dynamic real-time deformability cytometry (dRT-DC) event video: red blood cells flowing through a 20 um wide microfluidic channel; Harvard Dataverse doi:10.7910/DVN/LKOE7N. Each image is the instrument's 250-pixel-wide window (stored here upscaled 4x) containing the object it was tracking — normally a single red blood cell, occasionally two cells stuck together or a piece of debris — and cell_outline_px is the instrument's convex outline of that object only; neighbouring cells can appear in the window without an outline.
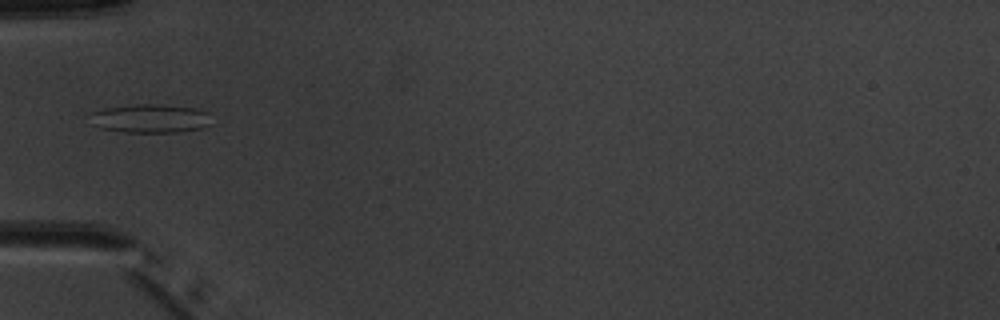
{"species": "common noctule bat (a hibernating species)", "species_latin": "Nyctalus noctula", "temperature_condition": "warm", "stored_images_in_passage": 5, "camera_frame_rate_fps": 3000, "um_per_image_px": 0.085, "animal": {"sex": "male", "body_mass_g": 20.1, "forearm_length_mm": 53.5}, "frame": {"image": 1, "passage_image": 5, "time_ms": 5.667, "image_size_px": [1000, 320], "cell_outline_px": [[212, 124], [204, 128], [176, 132], [124, 132], [100, 128], [96, 124], [92, 112], [104, 108], [136, 104], [160, 104], [196, 108], [208, 112]], "centroid_in_image_um": [12.88, 10.07], "position_along_channel_um": 72.1, "area_um2": 20.17}}